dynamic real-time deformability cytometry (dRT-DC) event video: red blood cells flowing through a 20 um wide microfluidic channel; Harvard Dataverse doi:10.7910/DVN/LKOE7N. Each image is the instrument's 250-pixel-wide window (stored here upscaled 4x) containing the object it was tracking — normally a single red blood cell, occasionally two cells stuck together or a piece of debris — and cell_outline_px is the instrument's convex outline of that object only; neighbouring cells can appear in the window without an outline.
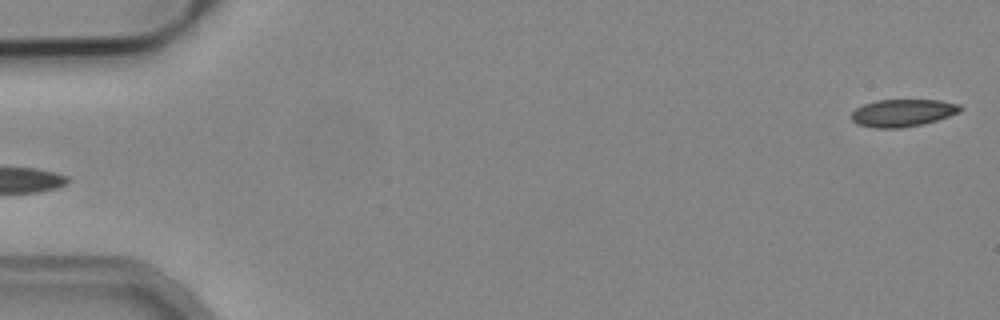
{"species": "common noctule bat (a hibernating species)", "species_latin": "Nyctalus noctula", "temperature_condition": "cold", "stored_images_in_passage": 3, "segment_of_instrument_passage": [2, 2], "camera_frame_rate_fps": 3000, "um_per_image_px": 0.085, "animal": {"sex": "male", "body_mass_g": 19.2, "forearm_length_mm": 51.8}, "frame": {"image": 1, "passage_image": 3, "time_ms": 0.667, "image_size_px": [1000, 320], "cell_outline_px": [[964, 108], [960, 112], [924, 124], [900, 128], [872, 128], [856, 124], [852, 120], [852, 112], [856, 108], [864, 104], [876, 100], [940, 100], [960, 104]], "centroid_in_image_um": [76.74, 9.6], "position_along_channel_um": 8.3, "area_um2": 17.51}}